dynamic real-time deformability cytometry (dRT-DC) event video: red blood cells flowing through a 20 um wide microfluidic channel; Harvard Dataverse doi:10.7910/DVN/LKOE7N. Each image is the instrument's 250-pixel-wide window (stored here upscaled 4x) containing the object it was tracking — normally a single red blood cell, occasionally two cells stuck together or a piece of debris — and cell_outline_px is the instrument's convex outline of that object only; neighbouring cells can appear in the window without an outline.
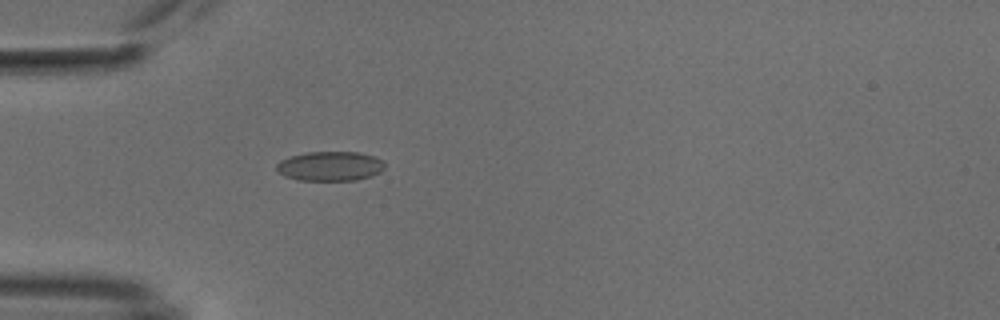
{"species": "common noctule bat (a hibernating species)", "species_latin": "Nyctalus noctula", "temperature_condition": "cold", "stored_images_in_passage": 39, "camera_frame_rate_fps": 3000, "um_per_image_px": 0.085, "animal": {"sex": "male", "body_mass_g": 18.8}, "frame": {"image": 1, "passage_image": 1, "time_ms": 0.0, "image_size_px": [1000, 320], "cell_outline_px": [[384, 168], [380, 172], [372, 176], [356, 180], [296, 180], [284, 176], [276, 172], [276, 164], [280, 160], [292, 156], [308, 152], [360, 152], [376, 156], [384, 164]], "centroid_in_image_um": [28.04, 14.13], "position_along_channel_um": 57.0, "area_um2": 18.73}}
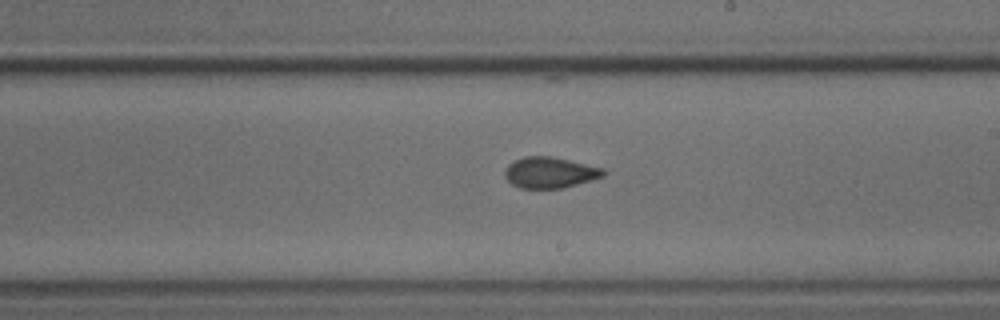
{"frame": {"image": 2, "passage_image": 16, "time_ms": 5.0, "image_size_px": [1000, 320], "cell_outline_px": [[608, 172], [604, 176], [592, 180], [560, 188], [520, 188], [512, 184], [504, 176], [504, 172], [508, 164], [524, 156], [552, 156], [604, 168]], "centroid_in_image_um": [46.76, 14.66], "position_along_channel_um": 242.2, "area_um2": 17.8}}
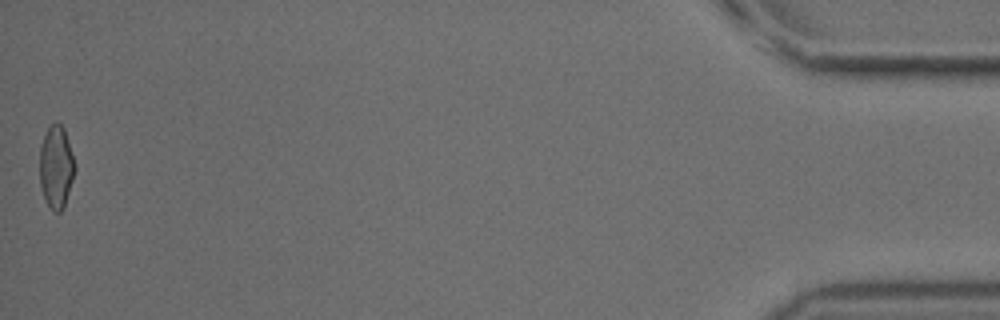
{"frame": {"image": 3, "passage_image": 38, "time_ms": 12.333, "image_size_px": [1000, 320], "cell_outline_px": [[76, 168], [64, 208], [60, 212], [52, 212], [44, 196], [40, 184], [40, 144], [48, 128], [56, 120], [64, 128], [76, 164]], "centroid_in_image_um": [4.79, 14.19], "position_along_channel_um": 430.4, "area_um2": 17.05}, "authors_computed_cell_mechanics": {"area_um2": 17.629, "velocity_mm_per_s": 3.8208, "shape_relaxation_time_tau1_ms": null, "shape_relaxation_time_tau2_ms": 1.0911, "deformation_change_tau1": null, "deformation_change_tau2": 0.0624}}